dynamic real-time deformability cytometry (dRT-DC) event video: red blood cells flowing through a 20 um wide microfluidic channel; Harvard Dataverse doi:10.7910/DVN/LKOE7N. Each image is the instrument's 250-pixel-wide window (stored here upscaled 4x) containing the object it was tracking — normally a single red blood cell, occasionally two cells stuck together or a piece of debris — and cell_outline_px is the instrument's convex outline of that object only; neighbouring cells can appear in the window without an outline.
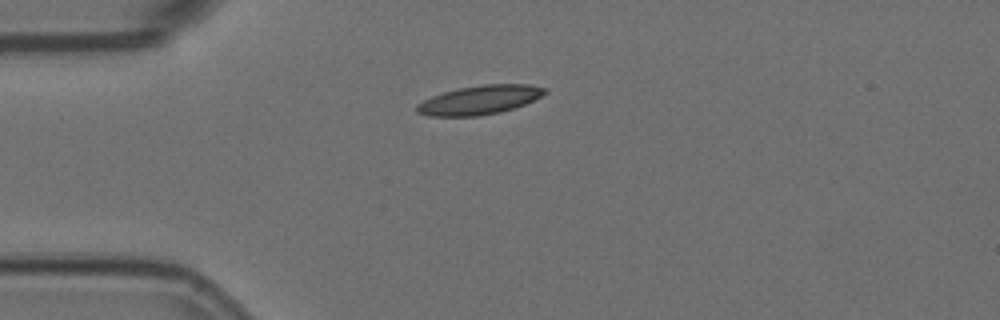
{"species": "Egyptian fruit bat (a non-hibernating species)", "species_latin": "Rousettus aegyptiacus", "temperature_condition": "room temperature", "stored_images_in_passage": 43, "camera_frame_rate_fps": 3000, "um_per_image_px": 0.085, "animal": {"sex": "female"}, "frame": {"image": 1, "passage_image": 1, "time_ms": 0.0, "image_size_px": [1000, 320], "cell_outline_px": [[548, 92], [524, 104], [500, 112], [476, 116], [428, 116], [416, 112], [416, 104], [432, 96], [444, 92], [460, 88], [484, 84], [528, 84], [548, 88]], "centroid_in_image_um": [40.76, 8.49], "position_along_channel_um": 44.2, "area_um2": 21.44}}
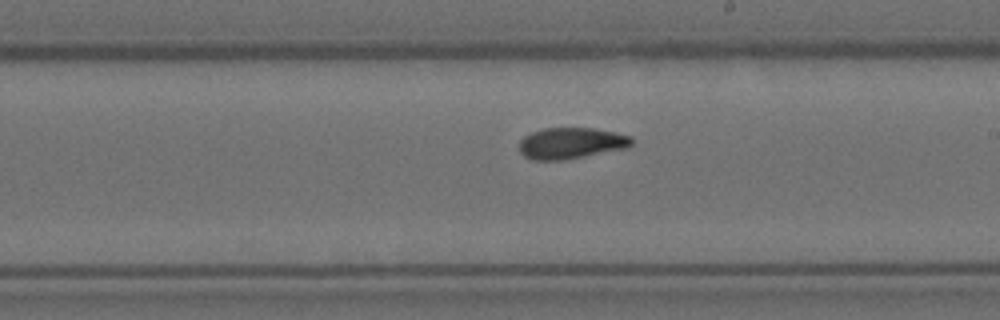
{"frame": {"image": 2, "passage_image": 19, "time_ms": 6.0, "image_size_px": [1000, 320], "cell_outline_px": [[632, 144], [628, 148], [560, 160], [532, 160], [524, 156], [520, 152], [520, 140], [524, 136], [532, 132], [544, 128], [592, 128], [616, 132], [632, 136]], "centroid_in_image_um": [48.55, 12.16], "position_along_channel_um": 240.5, "area_um2": 20.4}}
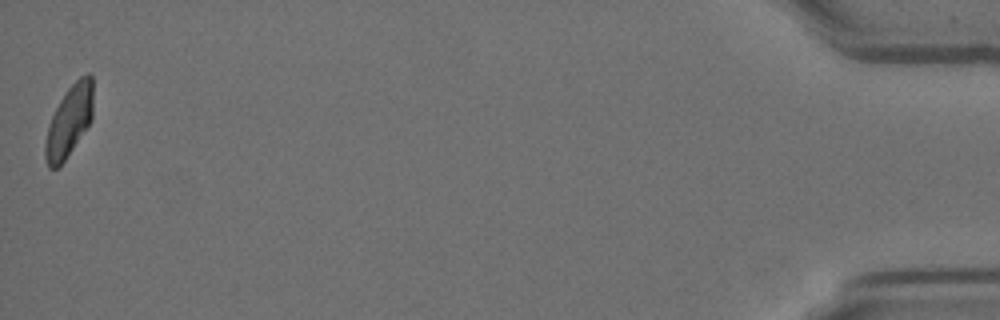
{"frame": {"image": 3, "passage_image": 43, "time_ms": 14.0, "image_size_px": [1000, 320], "cell_outline_px": [[92, 120], [64, 160], [56, 168], [48, 168], [44, 156], [44, 144], [48, 128], [52, 116], [60, 100], [68, 88], [80, 76], [88, 72], [92, 76]], "centroid_in_image_um": [5.87, 10.28], "position_along_channel_um": 429.3, "area_um2": 19.54}, "authors_computed_cell_mechanics": {"area_um2": 20.519, "velocity_mm_per_s": 3.5795, "shape_relaxation_time_tau1_ms": null, "shape_relaxation_time_tau2_ms": 2.7176, "deformation_change_tau1": null, "deformation_change_tau2": 0.0841}}